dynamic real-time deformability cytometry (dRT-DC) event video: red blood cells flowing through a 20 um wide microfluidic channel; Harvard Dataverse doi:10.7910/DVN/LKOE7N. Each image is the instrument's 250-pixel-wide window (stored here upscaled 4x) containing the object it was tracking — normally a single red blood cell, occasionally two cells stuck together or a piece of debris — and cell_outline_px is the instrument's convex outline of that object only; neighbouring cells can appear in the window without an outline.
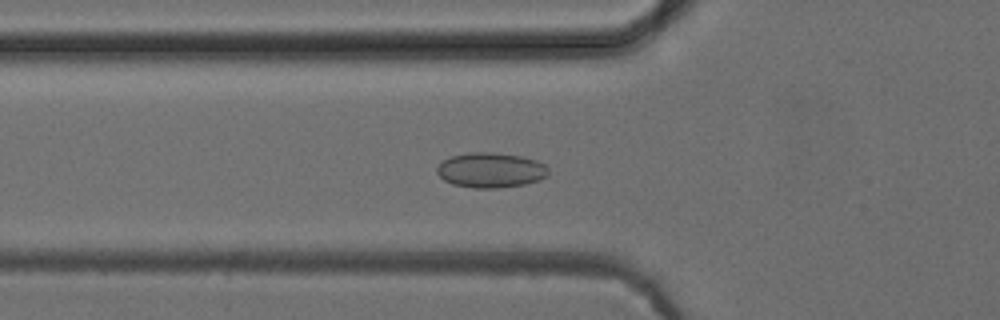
{"species": "common noctule bat (a hibernating species)", "species_latin": "Nyctalus noctula", "temperature_condition": "cold", "stored_images_in_passage": 42, "camera_frame_rate_fps": 3000, "um_per_image_px": 0.085, "animal": {"sex": "female", "body_mass_g": 24.6, "forearm_length_mm": 56.2}, "frame": {"image": 1, "passage_image": 8, "time_ms": 2.333, "image_size_px": [1000, 320], "cell_outline_px": [[548, 176], [540, 180], [524, 184], [496, 188], [476, 188], [452, 184], [444, 180], [436, 172], [436, 168], [444, 160], [452, 156], [468, 152], [492, 152], [520, 156], [536, 160], [544, 164], [548, 168]], "centroid_in_image_um": [41.72, 14.46], "position_along_channel_um": 84.1, "area_um2": 22.72}}
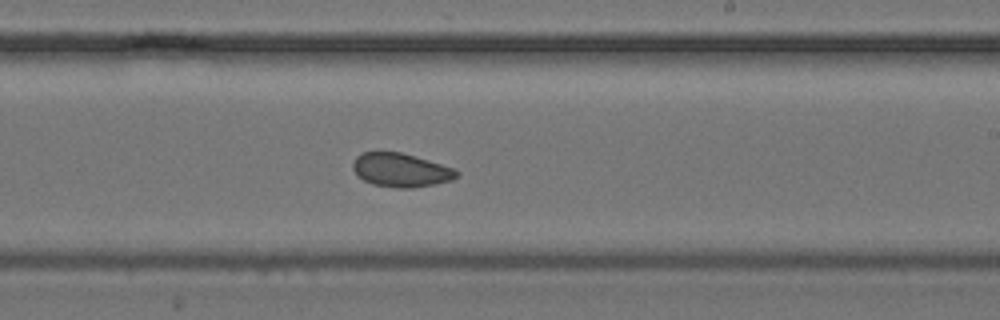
{"frame": {"image": 2, "passage_image": 21, "time_ms": 6.667, "image_size_px": [1000, 320], "cell_outline_px": [[460, 172], [452, 180], [436, 184], [412, 188], [396, 188], [372, 184], [364, 180], [352, 168], [352, 164], [356, 156], [364, 152], [400, 152], [416, 156], [456, 168]], "centroid_in_image_um": [34.11, 14.46], "position_along_channel_um": 254.9, "area_um2": 20.46}}
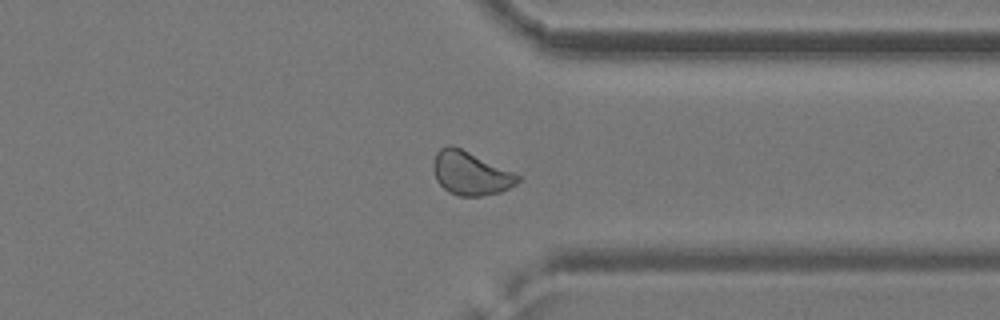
{"frame": {"image": 3, "passage_image": 30, "time_ms": 9.667, "image_size_px": [1000, 320], "cell_outline_px": [[520, 180], [516, 184], [500, 192], [480, 196], [456, 196], [448, 192], [436, 180], [432, 168], [432, 164], [436, 152], [440, 148], [448, 144], [452, 144], [512, 172], [520, 176]], "centroid_in_image_um": [39.94, 14.73], "position_along_channel_um": 371.5, "area_um2": 21.33}, "authors_computed_cell_mechanics": {"area_um2": 21.0392, "velocity_mm_per_s": 3.9227, "shape_relaxation_time_tau1_ms": null, "shape_relaxation_time_tau2_ms": 4.6235, "deformation_change_tau1": null, "deformation_change_tau2": 0.0836}}